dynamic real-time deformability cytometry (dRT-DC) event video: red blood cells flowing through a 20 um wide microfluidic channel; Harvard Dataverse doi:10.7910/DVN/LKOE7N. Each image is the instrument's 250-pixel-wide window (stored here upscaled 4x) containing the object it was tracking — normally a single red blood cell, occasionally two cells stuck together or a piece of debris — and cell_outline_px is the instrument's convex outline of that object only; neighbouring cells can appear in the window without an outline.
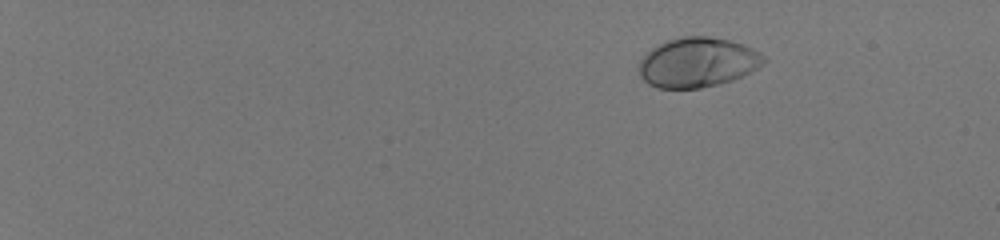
{"species": "human", "species_latin": "Homo sapiens", "temperature_condition": "room temperature", "stored_images_in_passage": 46, "camera_frame_rate_fps": 3000, "um_per_image_px": 0.085, "donor": {"sex": "male"}, "frame": {"image": 1, "passage_image": 1, "time_ms": 0.0, "image_size_px": [1000, 240], "cell_outline_px": [[768, 60], [760, 68], [732, 80], [700, 88], [656, 88], [648, 84], [640, 76], [640, 60], [652, 48], [668, 40], [684, 36], [708, 36], [728, 40], [744, 44], [760, 52]], "centroid_in_image_um": [59.33, 5.3], "position_along_channel_um": 25.7, "area_um2": 36.13}}
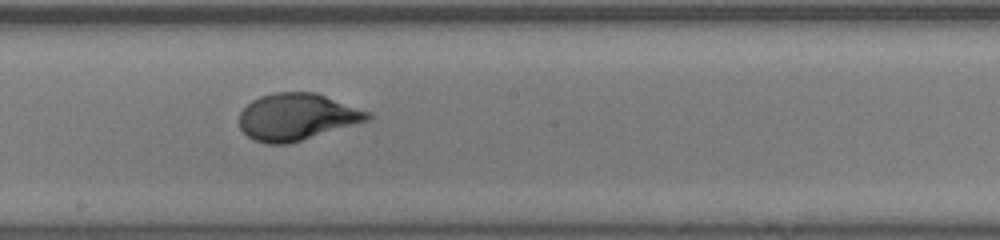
{"frame": {"image": 2, "passage_image": 28, "time_ms": 9.0, "image_size_px": [1000, 240], "cell_outline_px": [[372, 120], [288, 144], [268, 144], [252, 140], [240, 128], [240, 112], [252, 100], [260, 96], [276, 92], [316, 92], [372, 112]], "centroid_in_image_um": [25.28, 9.93], "position_along_channel_um": 222.9, "area_um2": 35.37}}
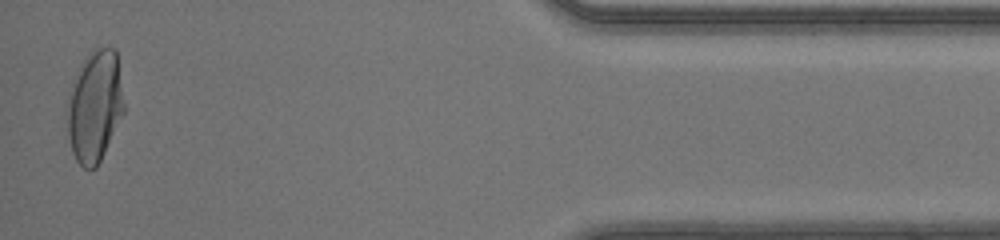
{"frame": {"image": 3, "passage_image": 46, "time_ms": 15.0, "image_size_px": [1000, 240], "cell_outline_px": [[124, 112], [96, 168], [84, 168], [76, 160], [72, 152], [68, 136], [64, 112], [64, 104], [72, 80], [80, 64], [96, 48], [116, 48], [124, 104]], "centroid_in_image_um": [8.0, 9.03], "position_along_channel_um": 427.2, "area_um2": 37.34}, "authors_computed_cell_mechanics": {"area_um2": 34.9979, "velocity_mm_per_s": 4.1837, "shape_relaxation_time_tau1_ms": 3.5158, "shape_relaxation_time_tau2_ms": null, "deformation_change_tau1": 0.1946, "deformation_change_tau2": null}}